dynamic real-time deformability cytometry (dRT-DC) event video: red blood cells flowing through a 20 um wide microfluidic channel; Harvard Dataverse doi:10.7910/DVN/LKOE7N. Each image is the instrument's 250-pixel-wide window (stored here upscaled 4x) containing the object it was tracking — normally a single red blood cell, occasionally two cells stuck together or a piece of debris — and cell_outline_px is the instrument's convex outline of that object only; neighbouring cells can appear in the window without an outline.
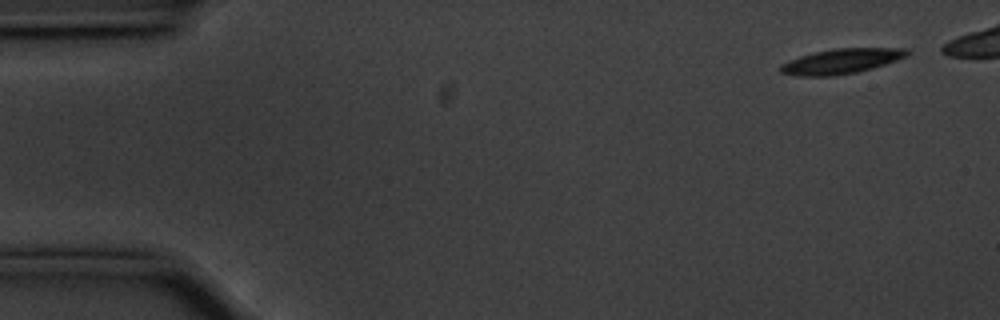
{"species": "common noctule bat (a hibernating species)", "species_latin": "Nyctalus noctula", "temperature_condition": "cold", "stored_images_in_passage": 48, "camera_frame_rate_fps": 3000, "um_per_image_px": 0.085, "animal": {"sex": "male", "body_mass_g": 20.1, "forearm_length_mm": 53.5}, "frame": {"image": 1, "passage_image": 2, "time_ms": 0.333, "image_size_px": [1000, 320], "cell_outline_px": [[912, 52], [908, 56], [872, 68], [856, 72], [832, 76], [796, 76], [780, 72], [780, 64], [800, 56], [812, 52], [832, 48], [908, 48]], "centroid_in_image_um": [71.52, 5.19], "position_along_channel_um": 13.5, "area_um2": 18.55}}
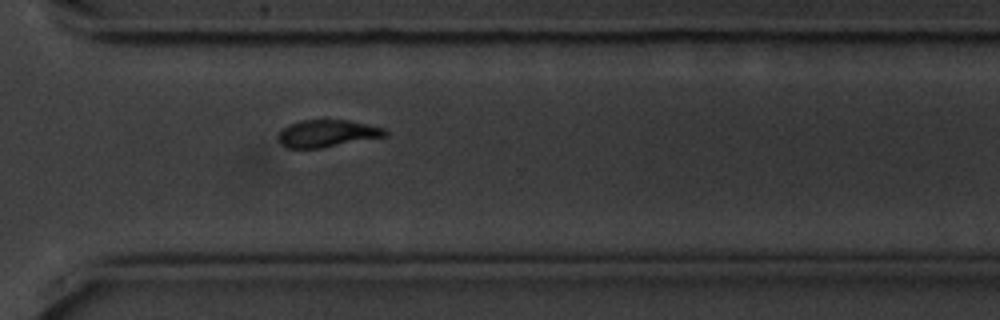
{"frame": {"image": 2, "passage_image": 39, "time_ms": 12.667, "image_size_px": [1000, 320], "cell_outline_px": [[388, 136], [320, 148], [288, 148], [280, 144], [280, 132], [288, 124], [300, 120], [348, 120], [384, 128], [388, 132]], "centroid_in_image_um": [27.83, 11.34], "position_along_channel_um": 342.8, "area_um2": 16.82}}
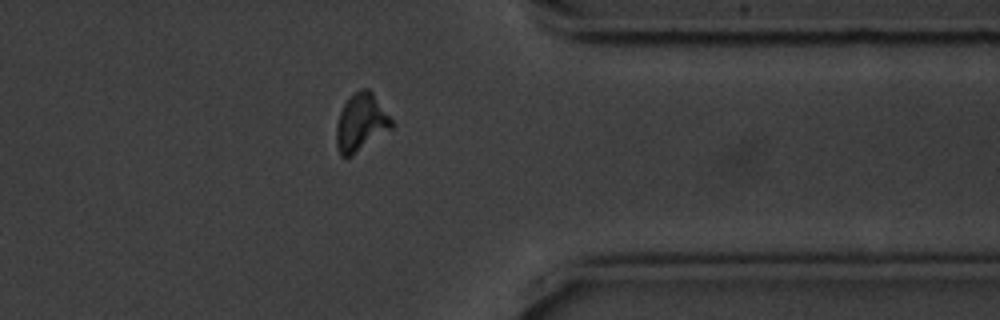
{"frame": {"image": 3, "passage_image": 43, "time_ms": 14.0, "image_size_px": [1000, 320], "cell_outline_px": [[396, 124], [392, 128], [352, 156], [340, 156], [336, 144], [336, 124], [340, 112], [344, 104], [360, 88], [368, 88], [372, 92]], "centroid_in_image_um": [30.69, 10.43], "position_along_channel_um": 380.7, "area_um2": 18.5}, "authors_computed_cell_mechanics": {"area_um2": 18.496, "velocity_mm_per_s": 3.5371, "shape_relaxation_time_tau1_ms": 3.1369, "shape_relaxation_time_tau2_ms": 8.1277, "deformation_change_tau1": 0.1289, "deformation_change_tau2": 0.167}}